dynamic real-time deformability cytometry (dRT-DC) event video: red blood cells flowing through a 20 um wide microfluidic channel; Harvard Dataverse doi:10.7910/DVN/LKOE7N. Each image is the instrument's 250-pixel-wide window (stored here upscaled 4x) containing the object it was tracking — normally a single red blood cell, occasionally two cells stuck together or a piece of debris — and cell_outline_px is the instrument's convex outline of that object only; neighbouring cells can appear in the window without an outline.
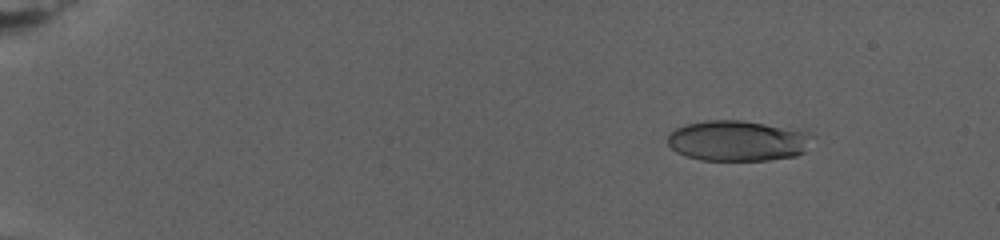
{"species": "human", "species_latin": "Homo sapiens", "temperature_condition": "warm", "stored_images_in_passage": 36, "camera_frame_rate_fps": 3000, "um_per_image_px": 0.085, "donor": {"sex": "female"}, "frame": {"image": 1, "passage_image": 1, "time_ms": 0.0, "image_size_px": [1000, 240], "cell_outline_px": [[816, 136], [804, 152], [796, 156], [768, 160], [700, 160], [676, 152], [668, 144], [668, 136], [676, 128], [688, 124], [704, 120], [740, 120], [812, 132]], "centroid_in_image_um": [62.76, 11.97], "position_along_channel_um": 22.2, "area_um2": 34.28}}
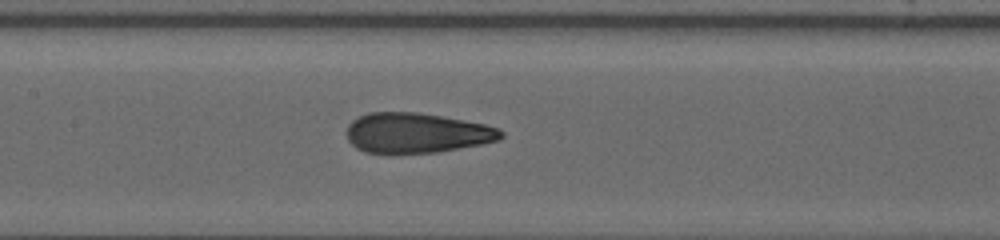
{"frame": {"image": 2, "passage_image": 15, "time_ms": 10.667, "image_size_px": [1000, 240], "cell_outline_px": [[504, 136], [500, 140], [480, 144], [436, 152], [364, 152], [356, 148], [348, 140], [348, 124], [352, 120], [368, 112], [416, 112], [440, 116], [484, 124], [496, 128], [504, 132]], "centroid_in_image_um": [35.4, 11.29], "position_along_channel_um": 172.0, "area_um2": 35.49}}
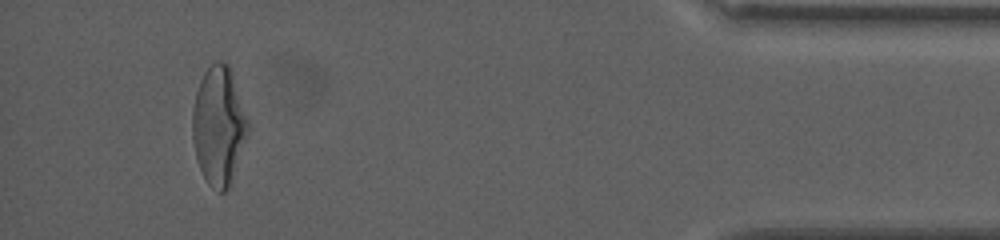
{"frame": {"image": 3, "passage_image": 31, "time_ms": 22.0, "image_size_px": [1000, 240], "cell_outline_px": [[248, 136], [228, 188], [224, 192], [220, 192], [212, 188], [208, 184], [196, 160], [192, 136], [192, 108], [196, 92], [200, 80], [204, 72], [216, 60], [224, 60], [228, 64], [232, 72], [248, 120]], "centroid_in_image_um": [18.58, 10.67], "position_along_channel_um": 416.6, "area_um2": 38.38}, "authors_computed_cell_mechanics": {"area_um2": 36.0094, "velocity_mm_per_s": 2.6241, "shape_relaxation_time_tau1_ms": null, "shape_relaxation_time_tau2_ms": 1.2567, "deformation_change_tau1": null, "deformation_change_tau2": 0.0813}}